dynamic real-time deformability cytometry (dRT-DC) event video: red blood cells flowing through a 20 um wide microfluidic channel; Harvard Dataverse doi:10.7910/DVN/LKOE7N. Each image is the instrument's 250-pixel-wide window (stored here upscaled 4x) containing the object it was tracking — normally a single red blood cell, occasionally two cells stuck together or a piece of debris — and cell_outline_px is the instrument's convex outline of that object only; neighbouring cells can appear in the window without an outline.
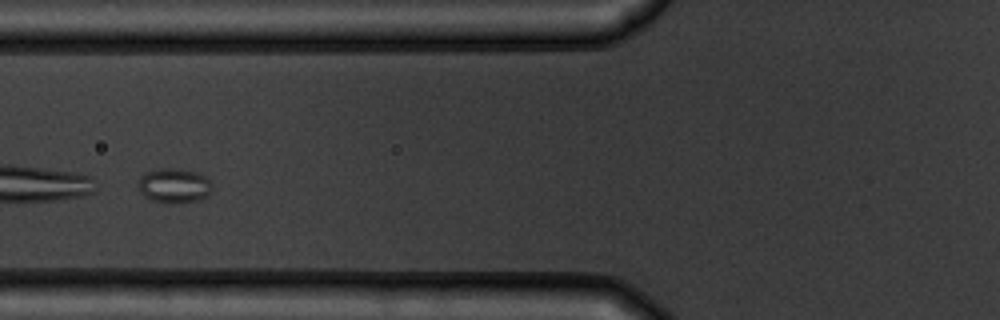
{"species": "common noctule bat (a hibernating species)", "species_latin": "Nyctalus noctula", "temperature_condition": "warm", "stored_images_in_passage": 6, "camera_frame_rate_fps": 3000, "um_per_image_px": 0.085, "animal": {"sex": "male", "body_mass_g": 19.5, "forearm_length_mm": 54.6}, "frame": {"image": 1, "passage_image": 3, "time_ms": 2.333, "image_size_px": [1000, 320], "cell_outline_px": [[212, 192], [208, 196], [196, 200], [176, 204], [172, 204], [152, 200], [144, 196], [140, 192], [136, 184], [140, 176], [144, 172], [160, 168], [180, 168], [196, 172], [204, 176], [212, 184]], "centroid_in_image_um": [14.77, 15.77], "position_along_channel_um": 111.0, "area_um2": 15.26}}